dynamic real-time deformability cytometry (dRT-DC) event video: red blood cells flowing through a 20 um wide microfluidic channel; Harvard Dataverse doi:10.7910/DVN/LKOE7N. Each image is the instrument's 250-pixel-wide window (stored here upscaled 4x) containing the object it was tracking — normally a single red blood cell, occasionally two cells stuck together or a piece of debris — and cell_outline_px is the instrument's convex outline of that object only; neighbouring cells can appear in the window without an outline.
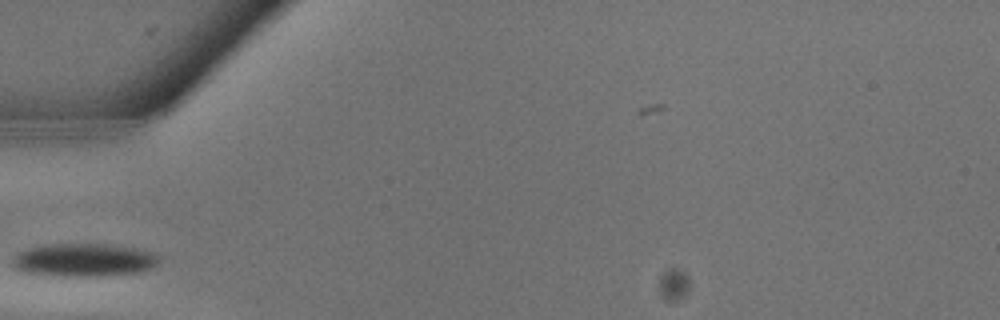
{"species": "common noctule bat (a hibernating species)", "species_latin": "Nyctalus noctula", "temperature_condition": "warm", "stored_images_in_passage": 6, "camera_frame_rate_fps": 3000, "um_per_image_px": 0.085, "animal": {"sex": "male", "body_mass_g": 13.3}, "frame": {"image": 1, "passage_image": 2, "time_ms": 0.333, "image_size_px": [1000, 320], "cell_outline_px": [[160, 260], [152, 268], [140, 272], [104, 276], [52, 276], [24, 272], [16, 268], [12, 264], [12, 256], [24, 248], [48, 244], [116, 244], [156, 252], [160, 256]], "centroid_in_image_um": [7.14, 22.09], "position_along_channel_um": 77.9, "area_um2": 28.96}}
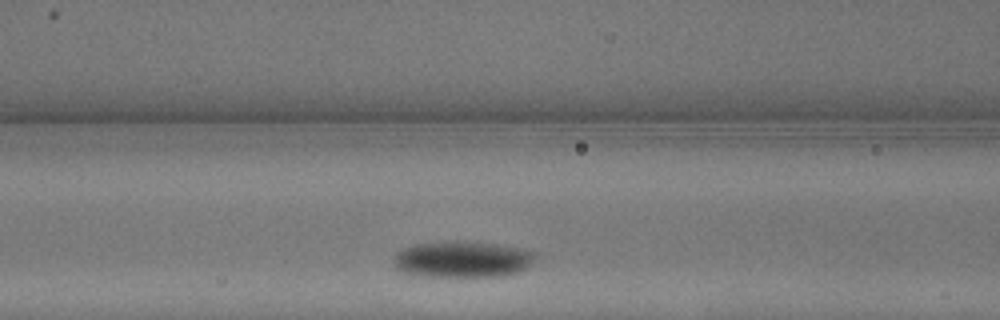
{"frame": {"image": 2, "passage_image": 4, "time_ms": 1.0, "image_size_px": [1000, 320], "cell_outline_px": [[536, 256], [532, 264], [528, 268], [520, 272], [504, 276], [424, 276], [404, 272], [396, 268], [396, 256], [400, 248], [416, 244], [456, 240], [496, 244], [536, 252]], "centroid_in_image_um": [39.36, 22.04], "position_along_channel_um": 127.2, "area_um2": 29.94}}
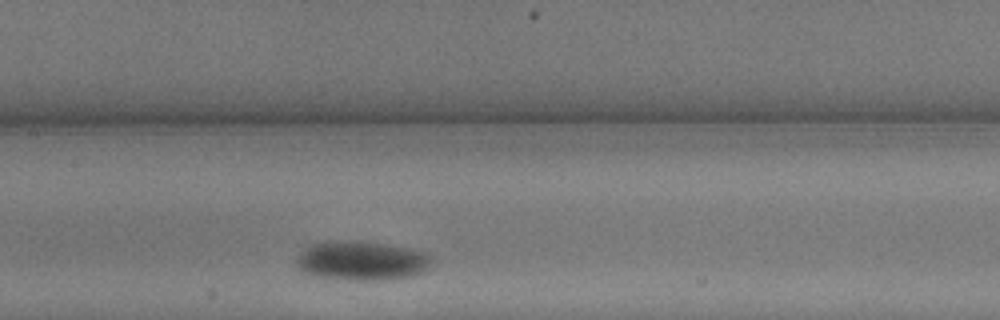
{"frame": {"image": 3, "passage_image": 6, "time_ms": 1.667, "image_size_px": [1000, 320], "cell_outline_px": [[432, 260], [428, 268], [412, 276], [388, 280], [356, 280], [312, 276], [296, 268], [296, 256], [308, 244], [320, 240], [360, 240], [388, 244], [412, 248], [428, 252], [432, 256]], "centroid_in_image_um": [30.7, 22.13], "position_along_channel_um": 176.7, "area_um2": 31.96}}